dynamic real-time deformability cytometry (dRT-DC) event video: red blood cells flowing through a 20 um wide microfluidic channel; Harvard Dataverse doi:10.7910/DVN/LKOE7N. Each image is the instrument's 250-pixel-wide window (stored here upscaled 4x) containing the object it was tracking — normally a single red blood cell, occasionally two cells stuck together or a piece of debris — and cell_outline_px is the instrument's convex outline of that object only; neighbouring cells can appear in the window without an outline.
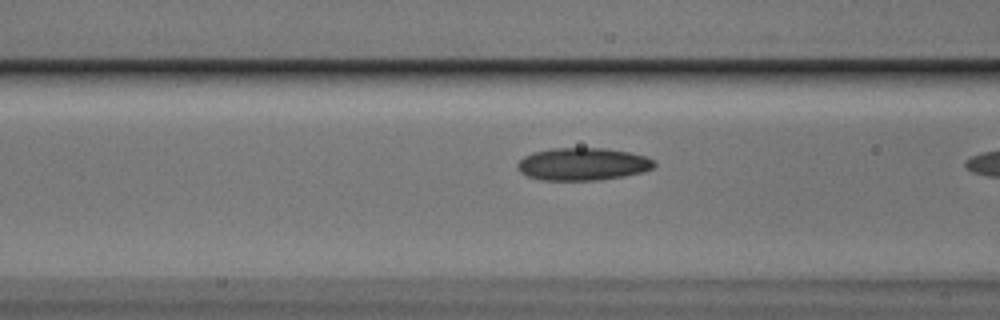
{"species": "Egyptian fruit bat (a non-hibernating species)", "species_latin": "Rousettus aegyptiacus", "temperature_condition": "cold", "stored_images_in_passage": 10, "camera_frame_rate_fps": 3000, "um_per_image_px": 0.085, "animal": {"sex": "male"}, "frame": {"image": 1, "passage_image": 9, "time_ms": 2.667, "image_size_px": [1000, 320], "cell_outline_px": [[656, 164], [652, 168], [644, 172], [624, 176], [600, 180], [540, 180], [528, 176], [520, 172], [516, 168], [516, 164], [524, 156], [532, 152], [552, 148], [604, 148], [628, 152], [644, 156], [656, 160]], "centroid_in_image_um": [49.52, 13.95], "position_along_channel_um": 117.1, "area_um2": 26.13}}